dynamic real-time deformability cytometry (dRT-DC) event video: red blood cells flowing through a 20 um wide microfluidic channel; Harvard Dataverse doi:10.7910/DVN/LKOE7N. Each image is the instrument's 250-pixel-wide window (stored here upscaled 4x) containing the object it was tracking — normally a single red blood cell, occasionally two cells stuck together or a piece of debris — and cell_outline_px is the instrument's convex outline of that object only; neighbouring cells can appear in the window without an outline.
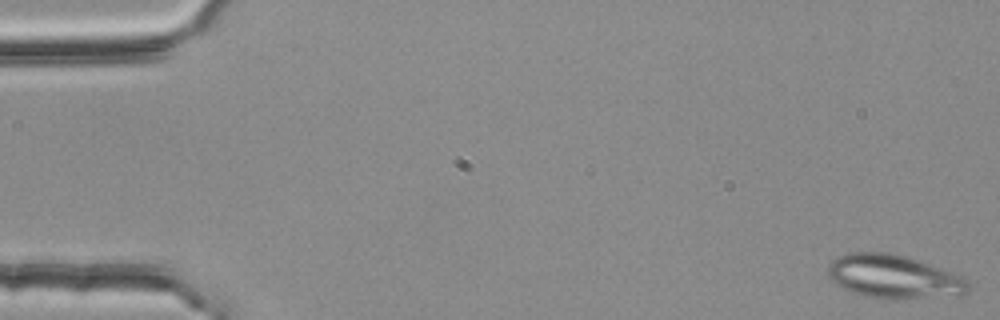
{"species": "common noctule bat (a hibernating species)", "species_latin": "Nyctalus noctula", "temperature_condition": "room temperature", "stored_images_in_passage": 53, "camera_frame_rate_fps": 3000, "um_per_image_px": 0.085, "animal": {"sex": "female", "body_mass_g": 25.1}, "frame": {"image": 1, "passage_image": 1, "time_ms": 0.0, "image_size_px": [1000, 320], "cell_outline_px": [[968, 292], [964, 296], [900, 300], [888, 300], [868, 296], [852, 292], [836, 284], [828, 276], [828, 264], [832, 260], [848, 252], [892, 252], [908, 256], [968, 280]], "centroid_in_image_um": [75.98, 23.54], "position_along_channel_um": 9.0, "area_um2": 36.01}}
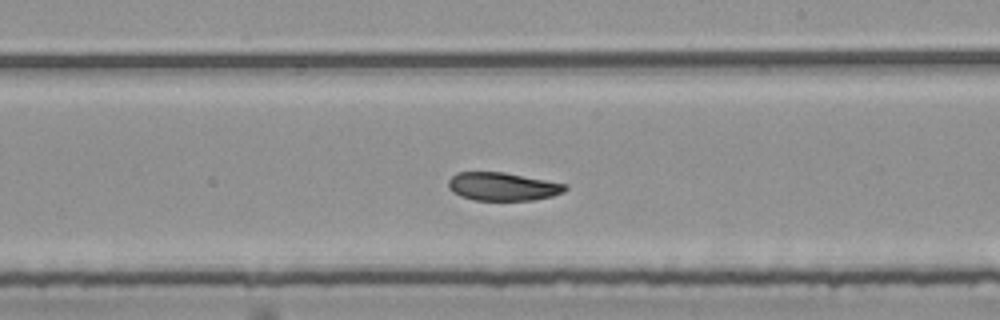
{"frame": {"image": 2, "passage_image": 32, "time_ms": 10.333, "image_size_px": [1000, 320], "cell_outline_px": [[568, 188], [564, 192], [552, 196], [532, 200], [472, 200], [460, 196], [452, 192], [448, 188], [448, 180], [456, 172], [504, 172], [568, 184]], "centroid_in_image_um": [42.72, 15.85], "position_along_channel_um": 246.3, "area_um2": 19.36}}
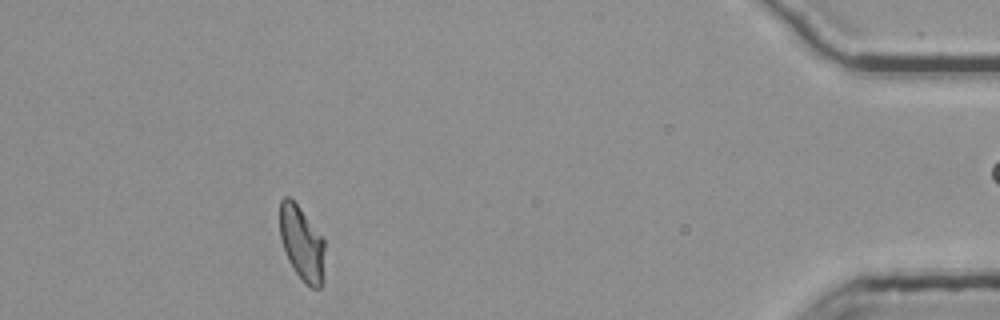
{"frame": {"image": 3, "passage_image": 50, "time_ms": 16.333, "image_size_px": [1000, 320], "cell_outline_px": [[324, 280], [320, 288], [312, 288], [304, 284], [292, 268], [288, 260], [280, 236], [280, 200], [284, 196], [288, 196], [300, 208], [324, 240]], "centroid_in_image_um": [25.66, 20.74], "position_along_channel_um": 409.5, "area_um2": 19.54}, "authors_computed_cell_mechanics": {"area_um2": 20.6346, "velocity_mm_per_s": 3.7355, "shape_relaxation_time_tau1_ms": null, "shape_relaxation_time_tau2_ms": 10.9026, "deformation_change_tau1": null, "deformation_change_tau2": 0.158}}